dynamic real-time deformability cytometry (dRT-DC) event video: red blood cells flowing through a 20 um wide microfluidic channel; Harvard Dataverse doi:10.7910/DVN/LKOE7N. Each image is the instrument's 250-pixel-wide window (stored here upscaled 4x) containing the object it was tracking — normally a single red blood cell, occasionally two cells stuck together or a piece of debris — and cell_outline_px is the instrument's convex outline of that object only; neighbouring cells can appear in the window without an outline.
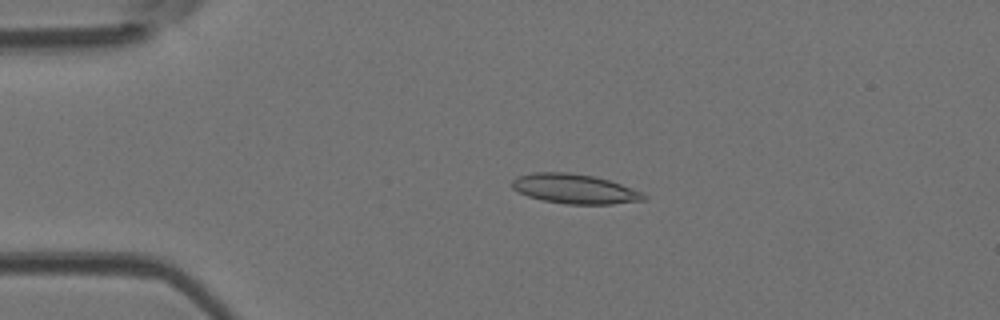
{"species": "Egyptian fruit bat (a non-hibernating species)", "species_latin": "Rousettus aegyptiacus", "temperature_condition": "room temperature", "stored_images_in_passage": 50, "camera_frame_rate_fps": 3000, "um_per_image_px": 0.085, "animal": {"sex": "female"}, "frame": {"image": 1, "passage_image": 11, "time_ms": 3.333, "image_size_px": [1000, 320], "cell_outline_px": [[648, 196], [644, 200], [612, 204], [568, 204], [544, 200], [528, 196], [512, 188], [512, 180], [516, 176], [532, 172], [568, 172], [592, 176], [608, 180], [620, 184], [640, 192]], "centroid_in_image_um": [48.81, 16.04], "position_along_channel_um": 36.2, "area_um2": 22.48}}
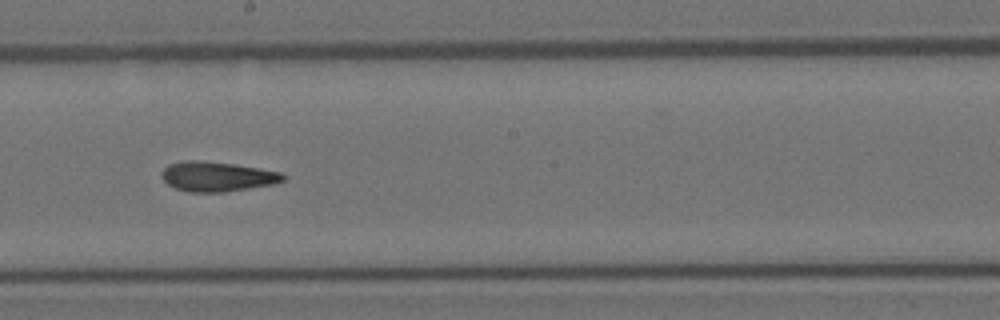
{"frame": {"image": 2, "passage_image": 28, "time_ms": 9.0, "image_size_px": [1000, 320], "cell_outline_px": [[284, 180], [272, 184], [224, 192], [188, 192], [176, 188], [168, 184], [160, 176], [160, 172], [168, 164], [184, 160], [200, 160], [236, 164], [280, 172], [284, 176]], "centroid_in_image_um": [18.39, 14.99], "position_along_channel_um": 229.8, "area_um2": 21.04}}
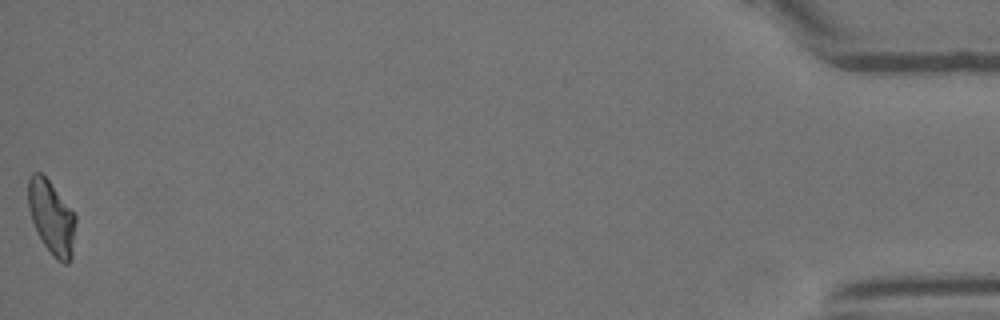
{"frame": {"image": 3, "passage_image": 50, "time_ms": 16.333, "image_size_px": [1000, 320], "cell_outline_px": [[76, 220], [72, 260], [68, 264], [64, 264], [56, 260], [52, 256], [36, 232], [28, 208], [28, 180], [32, 172], [40, 172], [48, 180], [76, 216]], "centroid_in_image_um": [4.38, 18.53], "position_along_channel_um": 430.8, "area_um2": 20.4}, "authors_computed_cell_mechanics": {"area_um2": 21.1259, "velocity_mm_per_s": 4.0663, "shape_relaxation_time_tau1_ms": null, "shape_relaxation_time_tau2_ms": 5.1804, "deformation_change_tau1": null, "deformation_change_tau2": 0.1408}}